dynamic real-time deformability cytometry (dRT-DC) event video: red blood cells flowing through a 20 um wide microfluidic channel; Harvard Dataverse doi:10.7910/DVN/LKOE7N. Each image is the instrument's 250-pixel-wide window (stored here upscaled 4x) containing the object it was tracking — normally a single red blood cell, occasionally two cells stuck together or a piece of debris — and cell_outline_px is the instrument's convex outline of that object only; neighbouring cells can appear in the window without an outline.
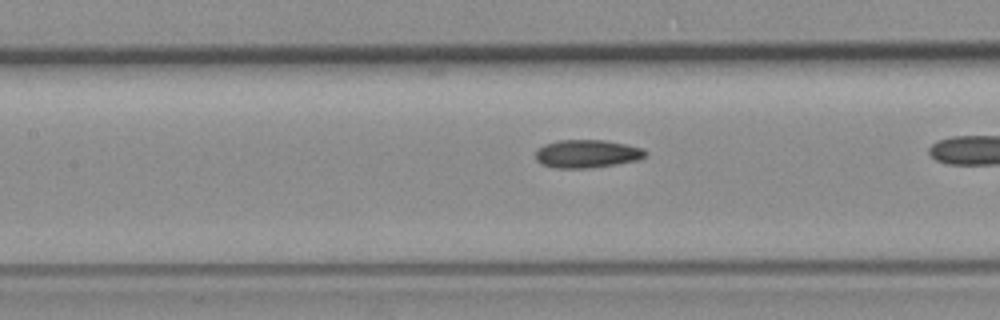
{"species": "common noctule bat (a hibernating species)", "species_latin": "Nyctalus noctula", "temperature_condition": "room temperature", "stored_images_in_passage": 25, "camera_frame_rate_fps": 3000, "um_per_image_px": 0.085, "animal": {"sex": "female", "body_mass_g": 19.3, "forearm_length_mm": 54.1}, "frame": {"image": 1, "passage_image": 15, "time_ms": 4.667, "image_size_px": [1000, 320], "cell_outline_px": [[648, 156], [640, 160], [592, 168], [552, 168], [540, 164], [536, 160], [536, 148], [544, 144], [556, 140], [604, 140], [644, 148], [648, 152]], "centroid_in_image_um": [49.9, 13.07], "position_along_channel_um": 157.5, "area_um2": 18.38}}
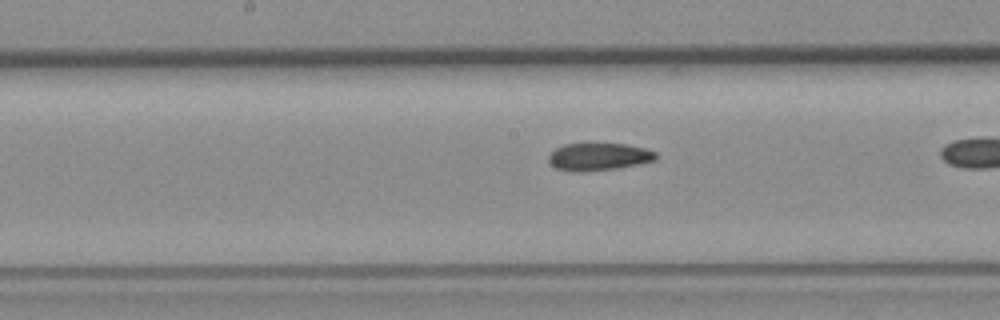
{"frame": {"image": 2, "passage_image": 18, "time_ms": 5.667, "image_size_px": [1000, 320], "cell_outline_px": [[660, 156], [656, 160], [616, 168], [580, 172], [576, 172], [556, 168], [548, 160], [548, 156], [556, 148], [564, 144], [624, 144], [644, 148], [656, 152]], "centroid_in_image_um": [50.9, 13.32], "position_along_channel_um": 197.3, "area_um2": 16.99}}